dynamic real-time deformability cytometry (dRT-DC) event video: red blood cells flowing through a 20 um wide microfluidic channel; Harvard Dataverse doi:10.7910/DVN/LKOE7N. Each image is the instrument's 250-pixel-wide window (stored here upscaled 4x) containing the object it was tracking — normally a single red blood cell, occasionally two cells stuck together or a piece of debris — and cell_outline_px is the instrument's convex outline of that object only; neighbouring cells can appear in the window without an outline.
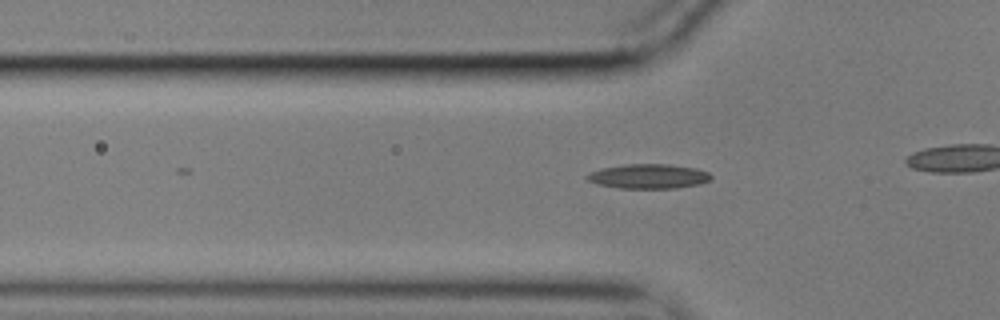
{"species": "common noctule bat (a hibernating species)", "species_latin": "Nyctalus noctula", "temperature_condition": "cold", "stored_images_in_passage": 29, "camera_frame_rate_fps": 3000, "um_per_image_px": 0.085, "animal": {"sex": "male", "body_mass_g": 17.9}, "frame": {"image": 1, "passage_image": 19, "time_ms": 6.0, "image_size_px": [1000, 320], "cell_outline_px": [[712, 176], [708, 180], [700, 184], [676, 188], [620, 188], [596, 184], [588, 180], [584, 176], [588, 172], [600, 168], [628, 164], [668, 164], [696, 168], [708, 172]], "centroid_in_image_um": [55.08, 14.98], "position_along_channel_um": 70.7, "area_um2": 17.8}}
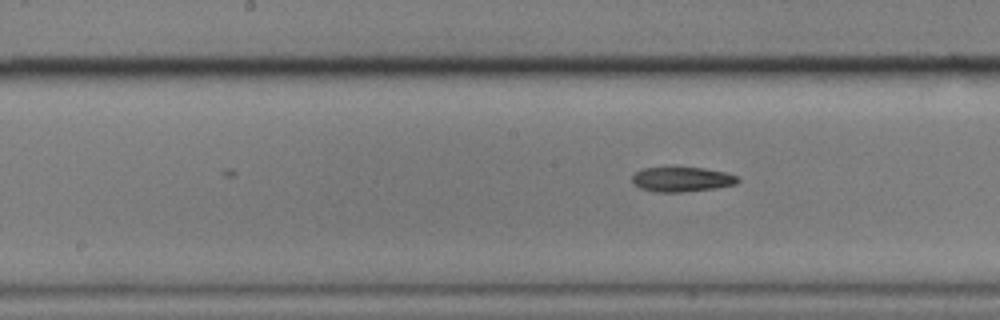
{"frame": {"image": 2, "passage_image": 29, "time_ms": 9.333, "image_size_px": [1000, 320], "cell_outline_px": [[740, 180], [736, 184], [716, 188], [680, 192], [656, 192], [640, 188], [632, 184], [632, 176], [636, 172], [644, 168], [704, 168], [728, 172], [736, 176]], "centroid_in_image_um": [57.97, 15.25], "position_along_channel_um": 190.2, "area_um2": 15.2}}